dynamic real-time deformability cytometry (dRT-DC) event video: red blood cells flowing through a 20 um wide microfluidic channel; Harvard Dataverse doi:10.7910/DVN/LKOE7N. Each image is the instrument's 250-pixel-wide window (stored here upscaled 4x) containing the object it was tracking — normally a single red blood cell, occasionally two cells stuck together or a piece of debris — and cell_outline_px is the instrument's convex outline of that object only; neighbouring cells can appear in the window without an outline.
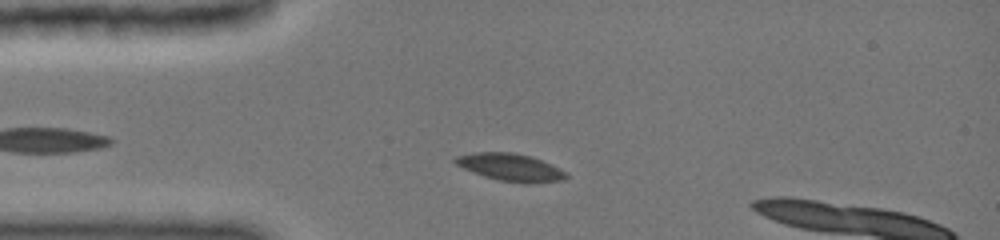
{"species": "common noctule bat (a hibernating species)", "species_latin": "Nyctalus noctula", "temperature_condition": "cold", "stored_images_in_passage": 15, "camera_frame_rate_fps": 3000, "um_per_image_px": 0.085, "animal": {"sex": "female", "body_mass_g": 19.0, "forearm_length_mm": 51.5}, "frame": {"image": 1, "passage_image": 5, "time_ms": 2.0, "image_size_px": [1000, 240], "cell_outline_px": [[568, 176], [564, 180], [528, 184], [524, 184], [500, 180], [484, 176], [472, 172], [456, 164], [452, 160], [456, 156], [472, 152], [512, 152], [532, 156], [568, 172]], "centroid_in_image_um": [43.4, 14.22], "position_along_channel_um": 41.6, "area_um2": 17.92}}
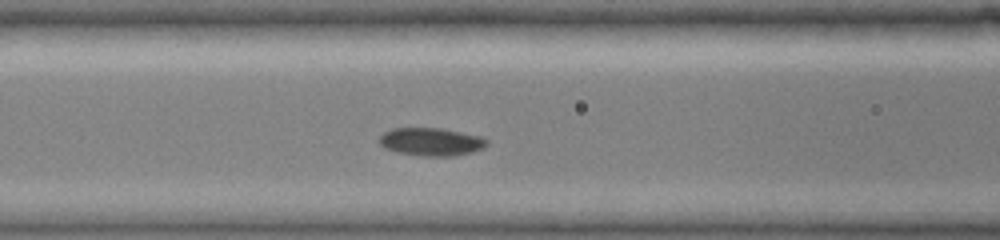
{"frame": {"image": 2, "passage_image": 10, "time_ms": 4.667, "image_size_px": [1000, 240], "cell_outline_px": [[488, 144], [484, 148], [472, 152], [452, 156], [420, 156], [396, 152], [384, 148], [376, 140], [384, 132], [392, 128], [440, 128], [480, 136], [488, 140]], "centroid_in_image_um": [36.61, 12.05], "position_along_channel_um": 130.0, "area_um2": 17.69}}
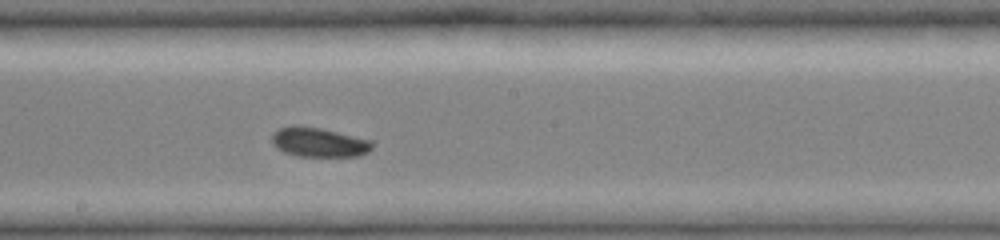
{"frame": {"image": 3, "passage_image": 15, "time_ms": 7.0, "image_size_px": [1000, 240], "cell_outline_px": [[372, 148], [368, 152], [360, 156], [296, 156], [284, 152], [276, 148], [272, 144], [272, 136], [280, 128], [320, 128], [372, 140]], "centroid_in_image_um": [27.16, 12.14], "position_along_channel_um": 221.0, "area_um2": 16.65}}